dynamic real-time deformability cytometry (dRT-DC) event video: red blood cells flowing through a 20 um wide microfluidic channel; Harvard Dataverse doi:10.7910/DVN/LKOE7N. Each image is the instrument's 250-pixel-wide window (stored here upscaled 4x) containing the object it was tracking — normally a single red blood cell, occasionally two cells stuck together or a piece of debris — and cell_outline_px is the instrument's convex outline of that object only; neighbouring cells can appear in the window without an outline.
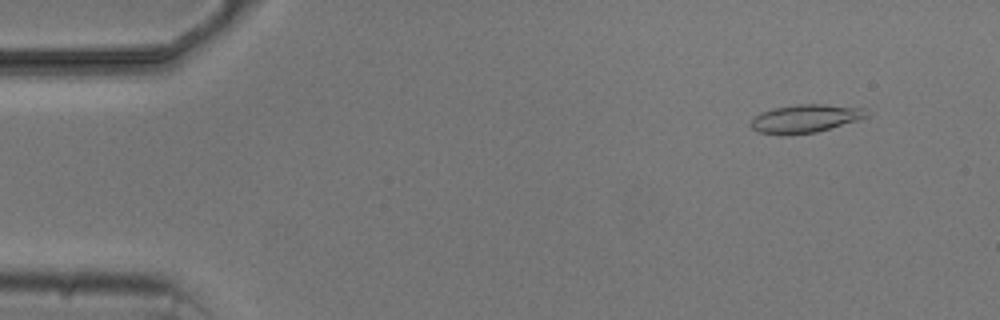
{"species": "common noctule bat (a hibernating species)", "species_latin": "Nyctalus noctula", "temperature_condition": "cold", "stored_images_in_passage": 5, "camera_frame_rate_fps": 3000, "um_per_image_px": 0.085, "animal": {"sex": "male", "body_mass_g": 20.5, "forearm_length_mm": 52.5}, "frame": {"image": 1, "passage_image": 2, "time_ms": 1.0, "image_size_px": [1000, 320], "cell_outline_px": [[868, 116], [856, 120], [816, 132], [784, 136], [780, 136], [756, 132], [748, 124], [760, 112], [772, 108], [796, 104], [824, 104], [864, 108]], "centroid_in_image_um": [68.35, 10.09], "position_along_channel_um": 16.6, "area_um2": 19.13}}